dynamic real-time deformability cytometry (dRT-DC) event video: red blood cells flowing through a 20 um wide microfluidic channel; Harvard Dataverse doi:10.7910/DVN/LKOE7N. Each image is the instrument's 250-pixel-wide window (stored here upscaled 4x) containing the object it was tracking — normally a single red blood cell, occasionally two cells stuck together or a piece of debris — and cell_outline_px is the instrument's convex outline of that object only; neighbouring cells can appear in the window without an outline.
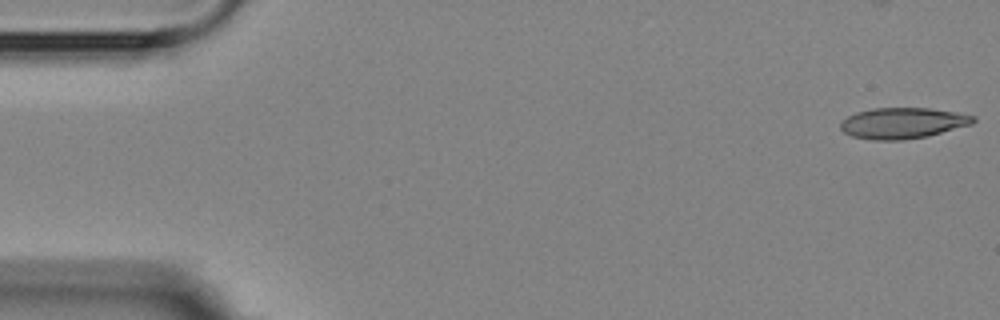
{"species": "Egyptian fruit bat (a non-hibernating species)", "species_latin": "Rousettus aegyptiacus", "temperature_condition": "room temperature", "stored_images_in_passage": 5, "camera_frame_rate_fps": 3000, "um_per_image_px": 0.085, "animal": {"sex": "female"}, "frame": {"image": 1, "passage_image": 1, "time_ms": 0.0, "image_size_px": [1000, 320], "cell_outline_px": [[976, 120], [972, 124], [928, 136], [904, 140], [872, 140], [852, 136], [844, 132], [840, 128], [840, 124], [848, 116], [856, 112], [872, 108], [928, 108], [956, 112], [976, 116]], "centroid_in_image_um": [76.74, 10.46], "position_along_channel_um": 8.3, "area_um2": 23.93}}
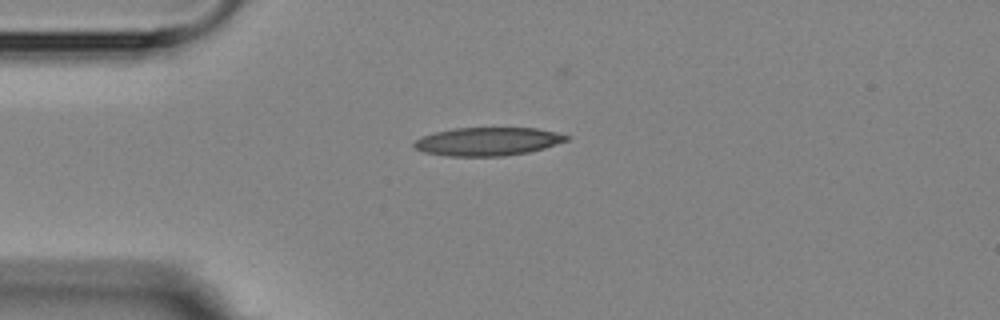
{"frame": {"image": 2, "passage_image": 4, "time_ms": 4.0, "image_size_px": [1000, 320], "cell_outline_px": [[572, 136], [568, 140], [544, 148], [528, 152], [504, 156], [448, 156], [424, 152], [416, 148], [412, 144], [416, 140], [424, 136], [436, 132], [456, 128], [536, 128], [556, 132]], "centroid_in_image_um": [41.49, 12.03], "position_along_channel_um": 43.5, "area_um2": 24.97}}